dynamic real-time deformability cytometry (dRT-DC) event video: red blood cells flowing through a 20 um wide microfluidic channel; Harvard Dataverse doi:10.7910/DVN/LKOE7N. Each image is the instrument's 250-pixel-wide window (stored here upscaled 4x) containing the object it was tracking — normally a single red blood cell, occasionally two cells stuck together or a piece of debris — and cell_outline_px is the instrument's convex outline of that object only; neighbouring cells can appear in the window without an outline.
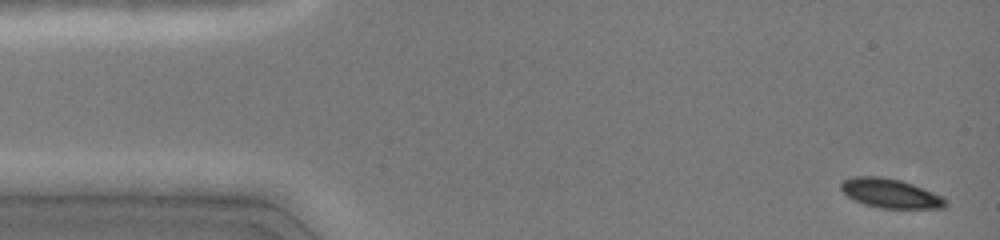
{"species": "common noctule bat (a hibernating species)", "species_latin": "Nyctalus noctula", "temperature_condition": "cold", "stored_images_in_passage": 30, "camera_frame_rate_fps": 3000, "um_per_image_px": 0.085, "animal": {"sex": "female", "body_mass_g": 19.0, "forearm_length_mm": 51.5}, "frame": {"image": 1, "passage_image": 1, "time_ms": 0.0, "image_size_px": [1000, 240], "cell_outline_px": [[948, 204], [944, 208], [880, 208], [864, 204], [848, 196], [840, 188], [840, 184], [844, 180], [856, 176], [880, 176], [900, 180], [912, 184], [944, 196], [948, 200]], "centroid_in_image_um": [75.73, 16.44], "position_along_channel_um": 9.3, "area_um2": 17.8}}
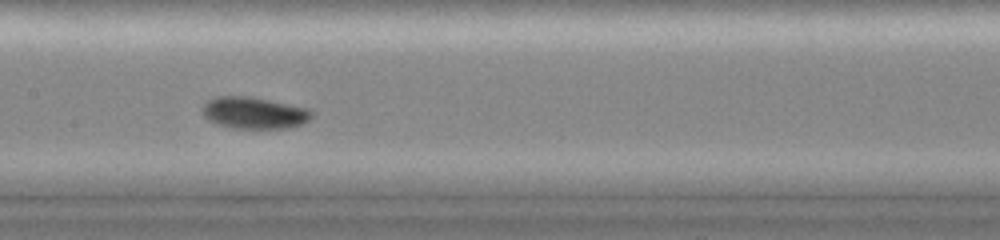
{"frame": {"image": 2, "passage_image": 13, "time_ms": 7.0, "image_size_px": [1000, 240], "cell_outline_px": [[312, 116], [308, 120], [300, 124], [288, 128], [232, 128], [216, 124], [208, 120], [204, 116], [204, 104], [208, 100], [216, 96], [248, 96], [308, 108], [312, 112]], "centroid_in_image_um": [21.58, 9.59], "position_along_channel_um": 185.8, "area_um2": 20.0}}
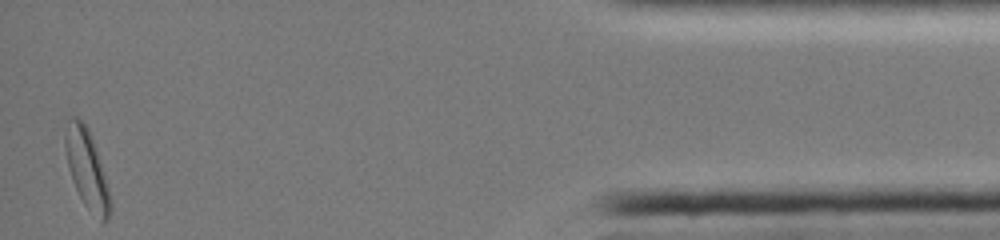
{"frame": {"image": 3, "passage_image": 30, "time_ms": 14.667, "image_size_px": [1000, 240], "cell_outline_px": [[112, 212], [108, 220], [104, 224], [100, 224], [84, 204], [72, 180], [68, 168], [64, 144], [64, 136], [68, 116], [76, 116], [88, 128], [108, 188], [112, 204]], "centroid_in_image_um": [7.37, 14.44], "position_along_channel_um": 427.8, "area_um2": 20.63}, "authors_computed_cell_mechanics": {"area_um2": 18.6694, "velocity_mm_per_s": 4.0607, "shape_relaxation_time_tau1_ms": 0.9693, "shape_relaxation_time_tau2_ms": null, "deformation_change_tau1": 0.0573, "deformation_change_tau2": null}}